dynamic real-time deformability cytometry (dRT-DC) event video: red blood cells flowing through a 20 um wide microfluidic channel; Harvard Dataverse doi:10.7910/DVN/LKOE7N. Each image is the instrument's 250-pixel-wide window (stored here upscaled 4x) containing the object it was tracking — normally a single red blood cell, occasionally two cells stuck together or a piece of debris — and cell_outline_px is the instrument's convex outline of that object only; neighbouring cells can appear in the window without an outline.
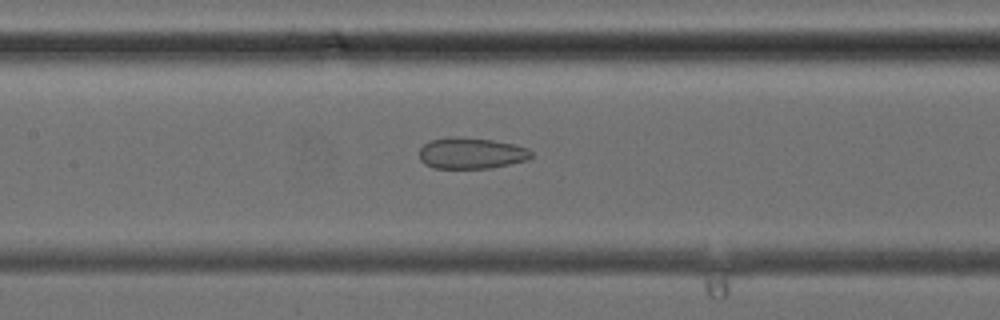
{"species": "common noctule bat (a hibernating species)", "species_latin": "Nyctalus noctula", "temperature_condition": "cold", "stored_images_in_passage": 38, "camera_frame_rate_fps": 3000, "um_per_image_px": 0.085, "animal": {"sex": "female", "body_mass_g": 24.6, "forearm_length_mm": 56.2}, "frame": {"image": 1, "passage_image": 18, "time_ms": 5.667, "image_size_px": [1000, 320], "cell_outline_px": [[532, 156], [528, 160], [492, 168], [432, 168], [424, 164], [420, 160], [420, 148], [424, 144], [432, 140], [448, 136], [460, 136], [492, 140], [516, 144], [528, 148], [532, 152]], "centroid_in_image_um": [40.07, 13.02], "position_along_channel_um": 167.3, "area_um2": 20.63}}
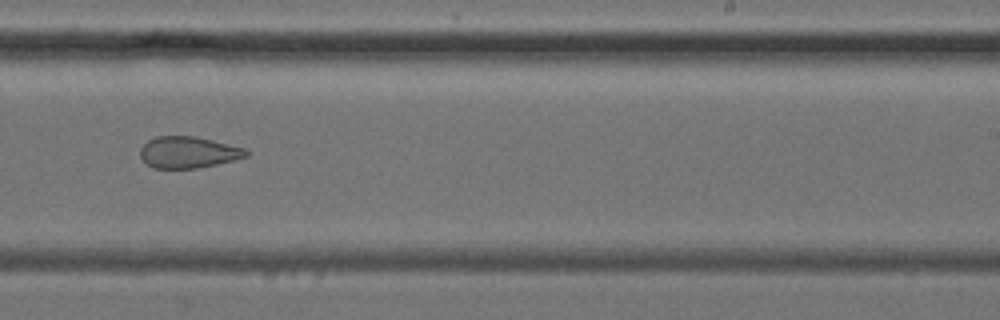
{"frame": {"image": 2, "passage_image": 24, "time_ms": 7.667, "image_size_px": [1000, 320], "cell_outline_px": [[248, 156], [216, 164], [196, 168], [152, 168], [140, 156], [140, 148], [148, 140], [156, 136], [196, 136], [244, 148], [248, 152]], "centroid_in_image_um": [15.97, 12.94], "position_along_channel_um": 273.0, "area_um2": 19.25}}
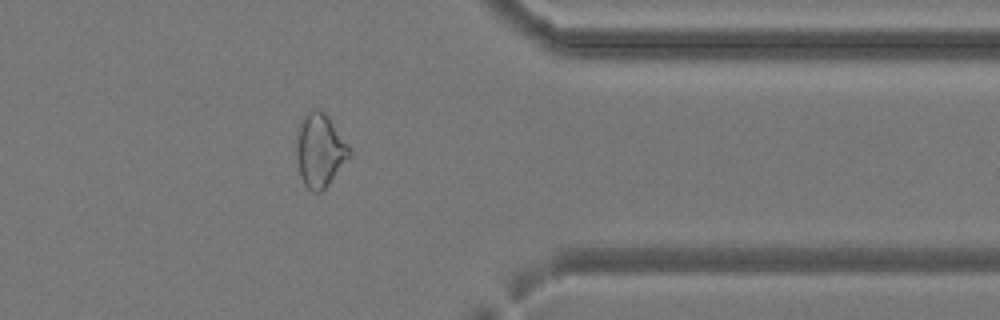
{"frame": {"image": 3, "passage_image": 31, "time_ms": 10.0, "image_size_px": [1000, 320], "cell_outline_px": [[352, 156], [328, 184], [320, 192], [312, 192], [304, 184], [300, 176], [296, 152], [296, 128], [300, 120], [312, 108], [320, 108], [328, 116], [352, 148]], "centroid_in_image_um": [27.2, 12.74], "position_along_channel_um": 384.2, "area_um2": 23.18}}